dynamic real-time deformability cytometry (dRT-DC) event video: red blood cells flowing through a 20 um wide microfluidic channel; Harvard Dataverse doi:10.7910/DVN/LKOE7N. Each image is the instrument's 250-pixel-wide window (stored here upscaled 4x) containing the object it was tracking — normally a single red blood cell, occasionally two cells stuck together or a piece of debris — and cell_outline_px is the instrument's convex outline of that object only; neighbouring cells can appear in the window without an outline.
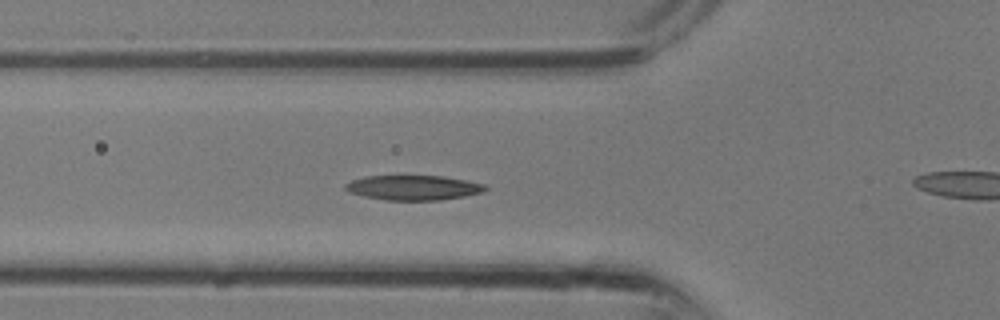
{"species": "common noctule bat (a hibernating species)", "species_latin": "Nyctalus noctula", "temperature_condition": "room temperature", "stored_images_in_passage": 31, "camera_frame_rate_fps": 3000, "um_per_image_px": 0.085, "animal": {"sex": "male", "body_mass_g": 13.3}, "frame": {"image": 1, "passage_image": 10, "time_ms": 3.0, "image_size_px": [1000, 320], "cell_outline_px": [[488, 188], [484, 192], [464, 196], [440, 200], [384, 200], [364, 196], [348, 192], [344, 188], [344, 184], [352, 180], [368, 176], [444, 176], [468, 180], [484, 184]], "centroid_in_image_um": [35.15, 15.95], "position_along_channel_um": 90.7, "area_um2": 20.29}}
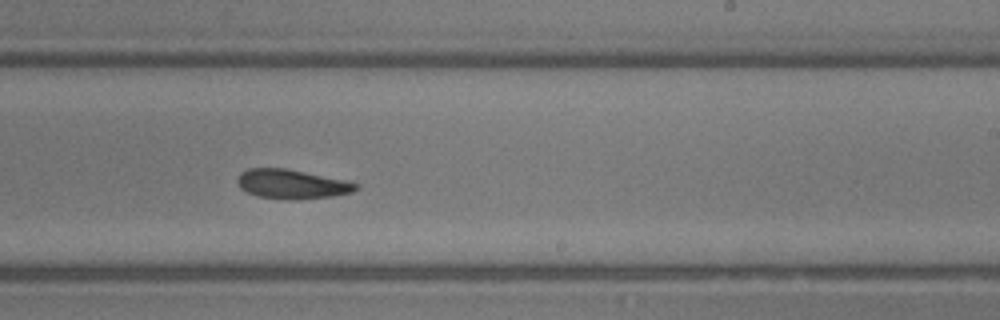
{"frame": {"image": 2, "passage_image": 18, "time_ms": 5.667, "image_size_px": [1000, 320], "cell_outline_px": [[360, 188], [352, 192], [332, 196], [292, 200], [288, 200], [260, 196], [248, 192], [240, 188], [236, 180], [240, 172], [248, 168], [284, 168], [344, 180], [360, 184]], "centroid_in_image_um": [24.8, 15.65], "position_along_channel_um": 264.2, "area_um2": 20.11}}
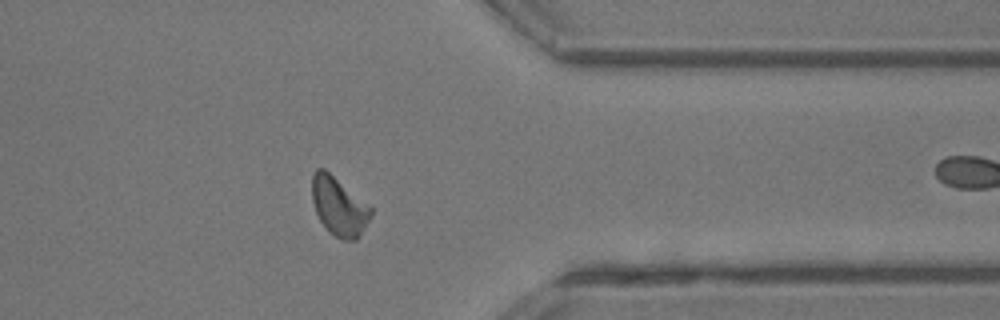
{"frame": {"image": 3, "passage_image": 24, "time_ms": 7.667, "image_size_px": [1000, 320], "cell_outline_px": [[372, 216], [360, 236], [356, 240], [344, 240], [328, 232], [320, 220], [316, 212], [312, 200], [312, 172], [316, 168], [324, 168], [372, 208]], "centroid_in_image_um": [28.8, 17.55], "position_along_channel_um": 382.6, "area_um2": 20.0}}